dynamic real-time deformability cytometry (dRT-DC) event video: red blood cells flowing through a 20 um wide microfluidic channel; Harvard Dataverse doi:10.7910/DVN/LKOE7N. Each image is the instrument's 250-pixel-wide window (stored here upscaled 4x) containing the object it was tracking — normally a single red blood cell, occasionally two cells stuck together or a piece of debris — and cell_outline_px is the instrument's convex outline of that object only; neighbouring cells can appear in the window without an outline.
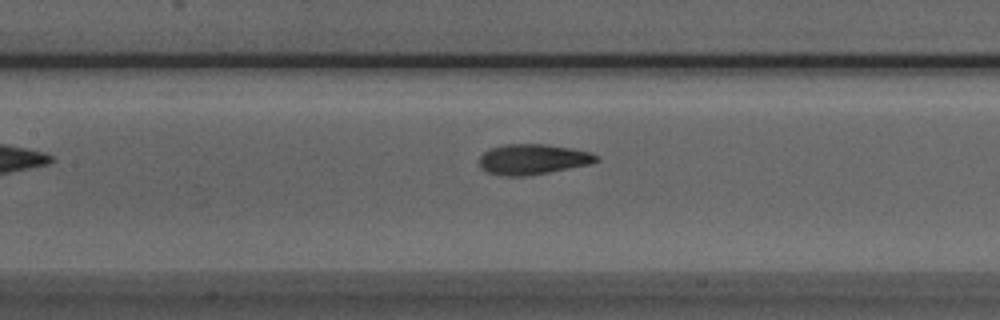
{"species": "Egyptian fruit bat (a non-hibernating species)", "species_latin": "Rousettus aegyptiacus", "temperature_condition": "room temperature", "stored_images_in_passage": 34, "camera_frame_rate_fps": 3000, "um_per_image_px": 0.085, "animal": {"sex": "male"}, "frame": {"image": 1, "passage_image": 9, "time_ms": 2.667, "image_size_px": [1000, 320], "cell_outline_px": [[600, 160], [588, 164], [548, 172], [524, 176], [504, 176], [488, 172], [480, 164], [480, 156], [488, 148], [504, 144], [548, 144], [572, 148], [592, 152], [600, 156]], "centroid_in_image_um": [45.31, 13.52], "position_along_channel_um": 162.1, "area_um2": 20.69}}
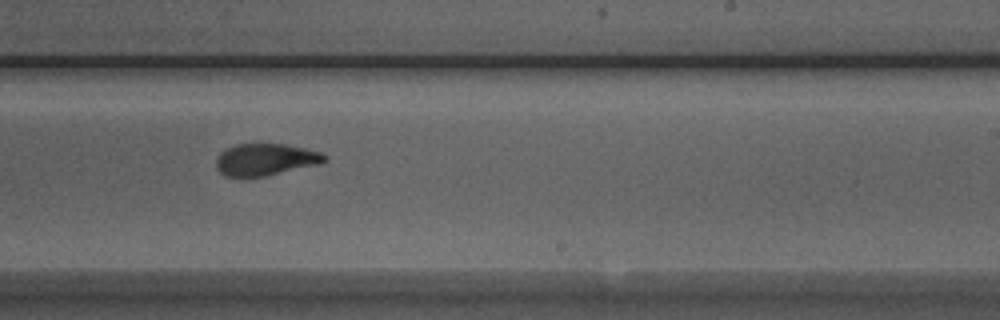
{"frame": {"image": 2, "passage_image": 17, "time_ms": 5.333, "image_size_px": [1000, 320], "cell_outline_px": [[328, 160], [320, 164], [264, 176], [224, 176], [216, 168], [216, 160], [220, 152], [236, 144], [284, 144], [304, 148], [320, 152], [328, 156]], "centroid_in_image_um": [22.58, 13.56], "position_along_channel_um": 266.4, "area_um2": 20.06}}
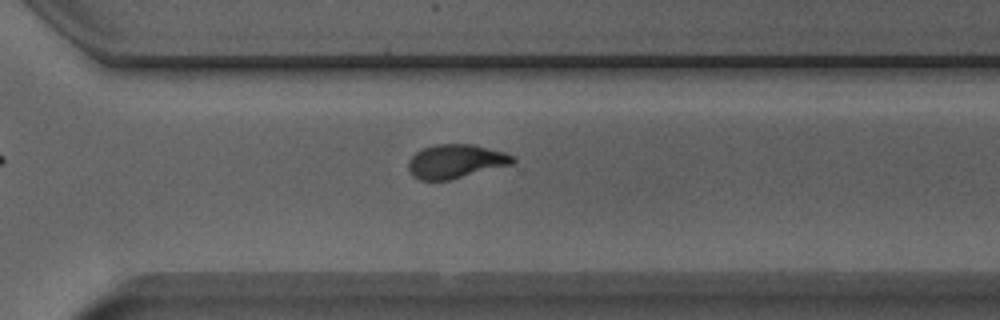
{"frame": {"image": 3, "passage_image": 22, "time_ms": 7.0, "image_size_px": [1000, 320], "cell_outline_px": [[516, 160], [512, 164], [448, 180], [420, 180], [412, 176], [408, 172], [408, 160], [420, 148], [432, 144], [472, 144], [504, 152], [516, 156]], "centroid_in_image_um": [38.7, 13.7], "position_along_channel_um": 331.9, "area_um2": 20.75}}